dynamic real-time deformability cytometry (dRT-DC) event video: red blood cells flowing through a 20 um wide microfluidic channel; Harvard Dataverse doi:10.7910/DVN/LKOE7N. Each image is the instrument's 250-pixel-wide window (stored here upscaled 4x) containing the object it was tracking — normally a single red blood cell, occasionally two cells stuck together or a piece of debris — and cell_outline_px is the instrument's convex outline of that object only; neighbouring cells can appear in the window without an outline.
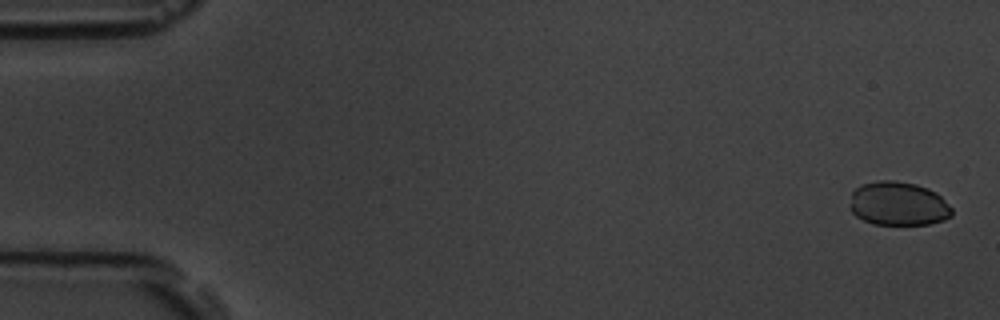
{"species": "common noctule bat (a hibernating species)", "species_latin": "Nyctalus noctula", "temperature_condition": "room temperature", "stored_images_in_passage": 53, "camera_frame_rate_fps": 3000, "um_per_image_px": 0.085, "animal": {"sex": "male", "body_mass_g": 19.5, "forearm_length_mm": 54.6}, "frame": {"image": 1, "passage_image": 1, "time_ms": 0.0, "image_size_px": [1000, 320], "cell_outline_px": [[952, 216], [944, 220], [928, 224], [872, 224], [856, 216], [852, 212], [852, 192], [856, 188], [864, 184], [880, 180], [896, 180], [916, 184], [928, 188], [936, 192], [952, 208]], "centroid_in_image_um": [76.39, 17.31], "position_along_channel_um": 8.6, "area_um2": 25.89}}
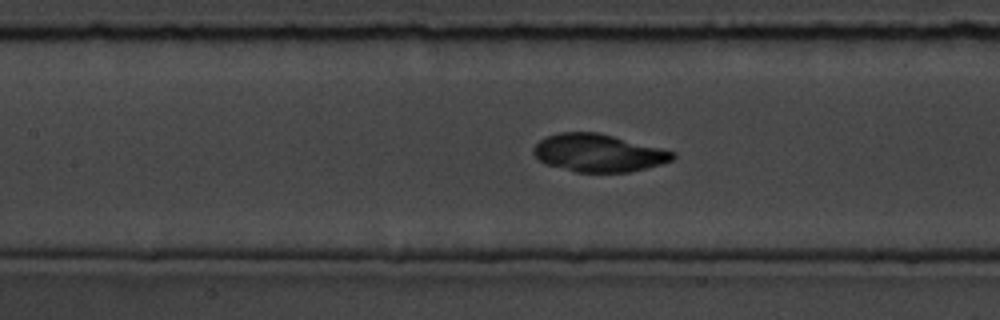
{"frame": {"image": 2, "passage_image": 24, "time_ms": 7.667, "image_size_px": [1000, 320], "cell_outline_px": [[676, 156], [672, 160], [660, 164], [628, 172], [576, 172], [548, 164], [540, 160], [532, 152], [532, 148], [540, 140], [548, 136], [560, 132], [596, 132], [676, 152]], "centroid_in_image_um": [50.85, 13.0], "position_along_channel_um": 156.5, "area_um2": 30.11}}
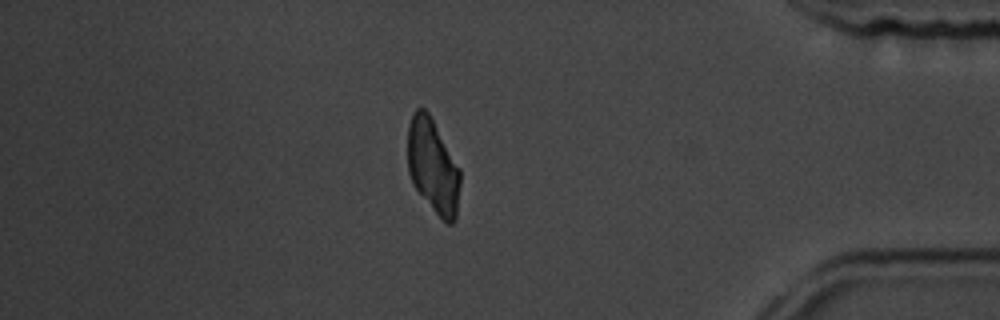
{"frame": {"image": 3, "passage_image": 46, "time_ms": 15.0, "image_size_px": [1000, 320], "cell_outline_px": [[460, 184], [456, 220], [452, 224], [448, 224], [436, 212], [412, 184], [408, 172], [408, 124], [412, 112], [416, 108], [424, 108], [428, 112], [460, 168]], "centroid_in_image_um": [36.79, 14.11], "position_along_channel_um": 398.4, "area_um2": 28.73}, "authors_computed_cell_mechanics": {"area_um2": 29.478, "velocity_mm_per_s": 3.7839, "shape_relaxation_time_tau1_ms": 0.3614, "shape_relaxation_time_tau2_ms": 3.5007, "deformation_change_tau1": null, "deformation_change_tau2": 0.0461}}